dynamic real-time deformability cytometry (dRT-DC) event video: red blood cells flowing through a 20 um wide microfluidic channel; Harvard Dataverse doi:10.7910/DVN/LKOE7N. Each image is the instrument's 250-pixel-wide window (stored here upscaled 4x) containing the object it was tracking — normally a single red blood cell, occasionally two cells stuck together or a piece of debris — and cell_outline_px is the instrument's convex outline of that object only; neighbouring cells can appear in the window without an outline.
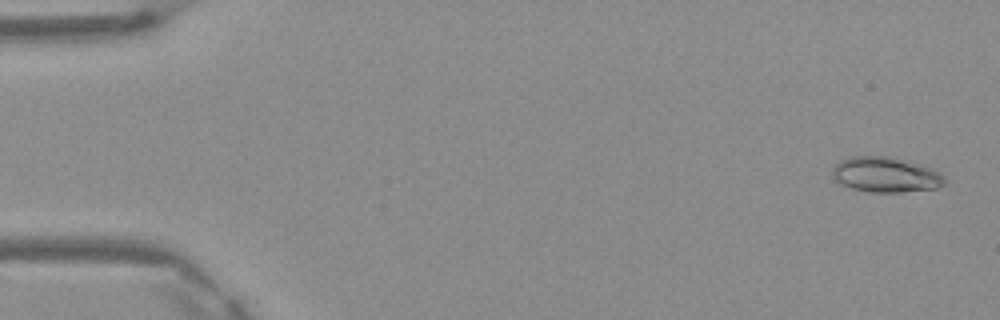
{"species": "Egyptian fruit bat (a non-hibernating species)", "species_latin": "Rousettus aegyptiacus", "temperature_condition": "warm", "stored_images_in_passage": 5, "camera_frame_rate_fps": 3000, "um_per_image_px": 0.085, "frame": {"image": 1, "passage_image": 1, "time_ms": 0.0, "image_size_px": [1000, 320], "cell_outline_px": [[944, 184], [936, 188], [900, 192], [868, 192], [852, 188], [840, 184], [832, 180], [832, 168], [840, 160], [852, 156], [892, 156], [928, 164], [944, 176]], "centroid_in_image_um": [75.29, 14.82], "position_along_channel_um": 9.7, "area_um2": 23.64}}
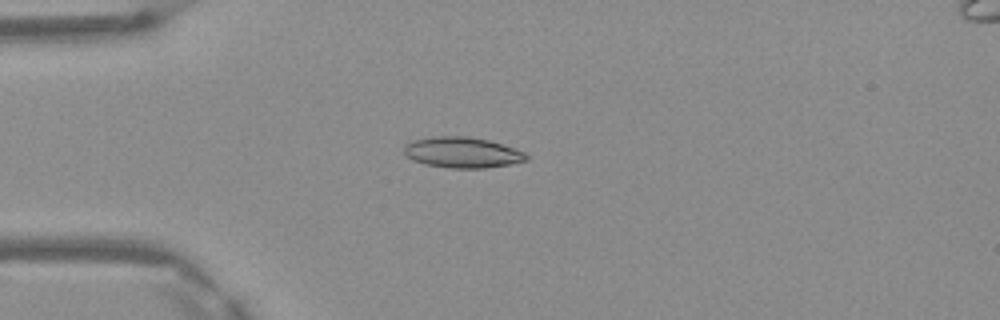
{"frame": {"image": 2, "passage_image": 4, "time_ms": 1.0, "image_size_px": [1000, 320], "cell_outline_px": [[528, 160], [508, 164], [484, 168], [448, 168], [424, 164], [408, 156], [404, 152], [404, 148], [412, 140], [436, 136], [468, 136], [488, 140], [524, 152], [528, 156]], "centroid_in_image_um": [39.29, 12.96], "position_along_channel_um": 45.7, "area_um2": 21.56}}